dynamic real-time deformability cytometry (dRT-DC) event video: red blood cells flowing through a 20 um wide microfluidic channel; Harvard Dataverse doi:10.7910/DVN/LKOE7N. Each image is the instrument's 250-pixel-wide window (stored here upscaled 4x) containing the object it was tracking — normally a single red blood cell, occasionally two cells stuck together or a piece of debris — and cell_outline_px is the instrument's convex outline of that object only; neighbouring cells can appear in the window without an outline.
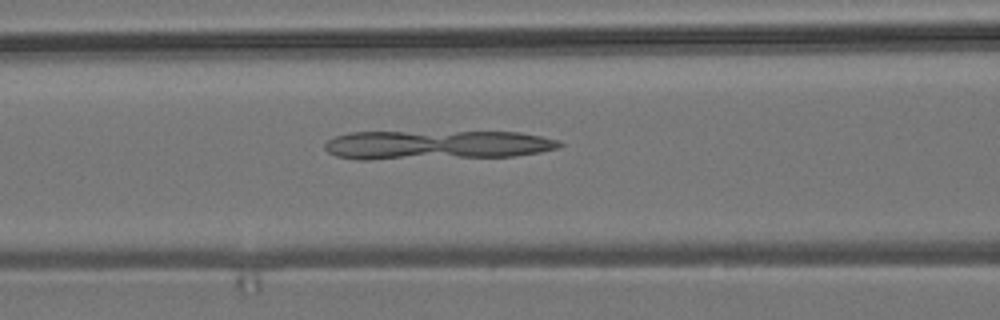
{"species": "common noctule bat (a hibernating species)", "species_latin": "Nyctalus noctula", "temperature_condition": "room temperature", "stored_images_in_passage": 36, "camera_frame_rate_fps": 3000, "um_per_image_px": 0.085, "animal": {"sex": "male", "body_mass_g": 19.2, "forearm_length_mm": 51.8}, "frame": {"image": 1, "passage_image": 11, "time_ms": 3.333, "image_size_px": [1000, 320], "cell_outline_px": [[564, 144], [560, 148], [540, 152], [512, 156], [368, 160], [356, 160], [336, 156], [328, 152], [324, 148], [324, 144], [328, 140], [336, 136], [348, 132], [520, 132], [560, 140]], "centroid_in_image_um": [37.1, 12.32], "position_along_channel_um": 129.5, "area_um2": 40.23}}